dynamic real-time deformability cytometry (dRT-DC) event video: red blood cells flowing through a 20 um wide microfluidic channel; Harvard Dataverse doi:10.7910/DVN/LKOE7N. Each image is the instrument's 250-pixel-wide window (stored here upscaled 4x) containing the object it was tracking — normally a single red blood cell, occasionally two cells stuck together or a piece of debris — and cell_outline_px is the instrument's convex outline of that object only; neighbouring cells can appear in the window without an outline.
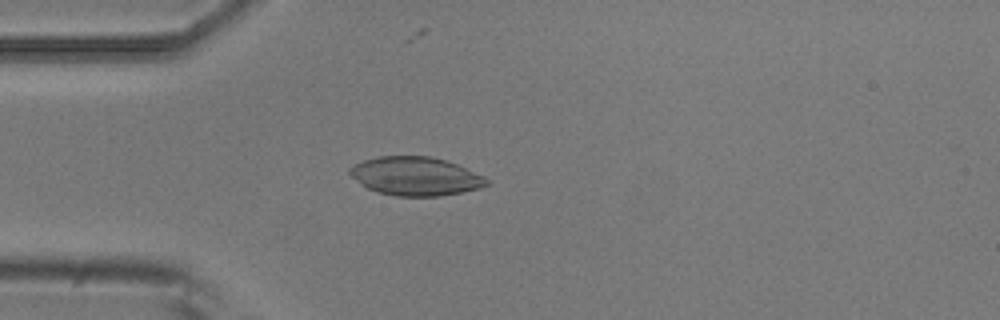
{"species": "common noctule bat (a hibernating species)", "species_latin": "Nyctalus noctula", "temperature_condition": "room temperature", "stored_images_in_passage": 5, "camera_frame_rate_fps": 3000, "um_per_image_px": 0.085, "animal": {"sex": "male", "body_mass_g": 20.5, "forearm_length_mm": 52.5}, "frame": {"image": 1, "passage_image": 4, "time_ms": 1.0, "image_size_px": [1000, 320], "cell_outline_px": [[492, 180], [488, 184], [480, 188], [440, 196], [396, 196], [376, 192], [360, 184], [348, 172], [348, 168], [364, 160], [380, 156], [428, 156], [444, 160], [456, 164], [484, 176]], "centroid_in_image_um": [35.32, 14.98], "position_along_channel_um": 49.7, "area_um2": 30.69}}